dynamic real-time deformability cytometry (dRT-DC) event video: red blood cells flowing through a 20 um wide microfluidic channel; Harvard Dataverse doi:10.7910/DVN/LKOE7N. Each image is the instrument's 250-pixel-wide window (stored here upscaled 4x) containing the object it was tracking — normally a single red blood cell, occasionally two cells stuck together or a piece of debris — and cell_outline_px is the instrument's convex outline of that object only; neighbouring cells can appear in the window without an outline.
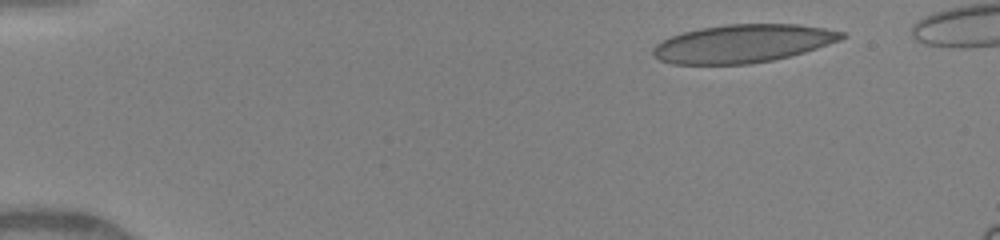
{"species": "human", "species_latin": "Homo sapiens", "temperature_condition": "warm", "stored_images_in_passage": 65, "camera_frame_rate_fps": 3000, "um_per_image_px": 0.085, "donor": {"sex": "female"}, "frame": {"image": 1, "passage_image": 1, "time_ms": 0.0, "image_size_px": [1000, 240], "cell_outline_px": [[848, 36], [840, 40], [804, 52], [772, 60], [748, 64], [672, 64], [660, 60], [652, 52], [652, 48], [656, 44], [672, 36], [684, 32], [700, 28], [724, 24], [796, 24], [824, 28], [844, 32]], "centroid_in_image_um": [63.14, 3.7], "position_along_channel_um": 21.9, "area_um2": 41.67}}
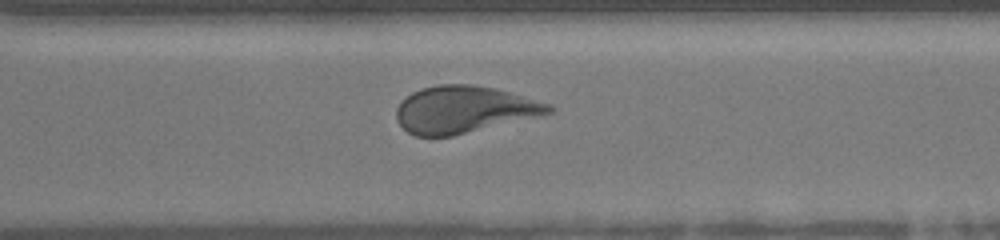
{"frame": {"image": 2, "passage_image": 44, "time_ms": 10.0, "image_size_px": [1000, 240], "cell_outline_px": [[556, 108], [552, 112], [452, 136], [416, 136], [408, 132], [396, 120], [396, 108], [412, 92], [420, 88], [436, 84], [472, 84], [496, 88], [552, 104]], "centroid_in_image_um": [39.43, 9.29], "position_along_channel_um": 331.2, "area_um2": 41.44}}
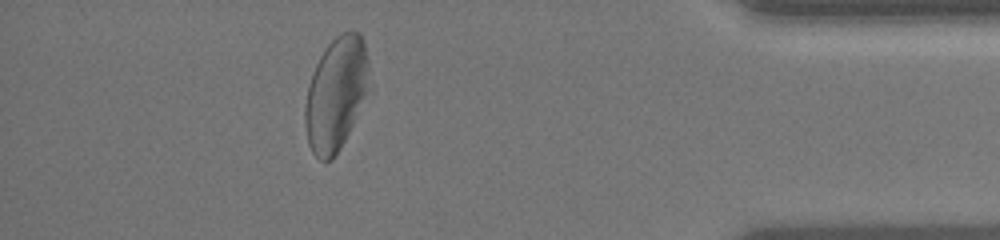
{"frame": {"image": 3, "passage_image": 58, "time_ms": 12.667, "image_size_px": [1000, 240], "cell_outline_px": [[368, 64], [364, 92], [352, 124], [340, 148], [332, 160], [324, 164], [312, 152], [308, 144], [304, 120], [304, 108], [308, 84], [312, 72], [320, 56], [328, 44], [336, 36], [344, 32], [360, 32], [364, 40], [368, 60]], "centroid_in_image_um": [28.49, 7.99], "position_along_channel_um": 406.7, "area_um2": 41.38}}